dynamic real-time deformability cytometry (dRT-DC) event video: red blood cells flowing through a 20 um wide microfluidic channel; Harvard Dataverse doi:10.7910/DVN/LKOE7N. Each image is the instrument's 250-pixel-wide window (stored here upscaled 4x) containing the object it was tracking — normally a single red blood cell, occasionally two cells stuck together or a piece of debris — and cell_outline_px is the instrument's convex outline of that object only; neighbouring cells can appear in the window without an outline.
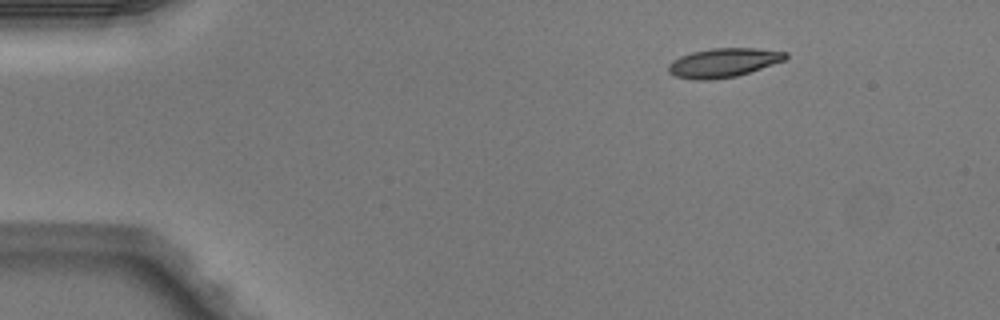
{"species": "Egyptian fruit bat (a non-hibernating species)", "species_latin": "Rousettus aegyptiacus", "temperature_condition": "warm", "stored_images_in_passage": 4, "segment_of_instrument_passage": [1, 2], "camera_frame_rate_fps": 3000, "um_per_image_px": 0.085, "animal": {"sex": "male"}, "frame": {"image": 1, "passage_image": 1, "time_ms": 0.0, "image_size_px": [1000, 320], "cell_outline_px": [[788, 56], [784, 60], [736, 76], [708, 80], [696, 80], [676, 76], [668, 72], [668, 64], [672, 60], [680, 56], [692, 52], [712, 48], [756, 48], [788, 52]], "centroid_in_image_um": [61.46, 5.32], "position_along_channel_um": 23.5, "area_um2": 19.65}}